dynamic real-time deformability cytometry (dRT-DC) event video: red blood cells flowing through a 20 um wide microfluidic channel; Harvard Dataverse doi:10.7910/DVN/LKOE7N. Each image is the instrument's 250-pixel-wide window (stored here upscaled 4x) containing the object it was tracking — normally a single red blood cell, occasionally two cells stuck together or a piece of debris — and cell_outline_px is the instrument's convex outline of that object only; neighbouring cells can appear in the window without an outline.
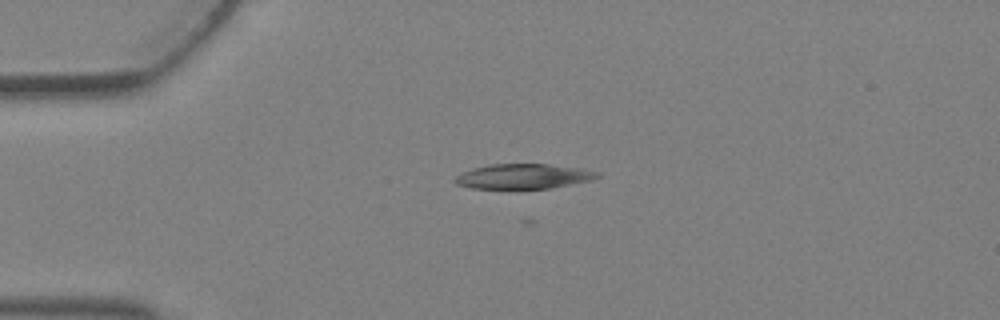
{"species": "Egyptian fruit bat (a non-hibernating species)", "species_latin": "Rousettus aegyptiacus", "temperature_condition": "warm", "stored_images_in_passage": 2, "camera_frame_rate_fps": 3000, "um_per_image_px": 0.085, "animal": {"sex": "female"}, "frame": {"image": 1, "passage_image": 1, "time_ms": 0.0, "image_size_px": [1000, 320], "cell_outline_px": [[600, 176], [592, 180], [552, 188], [472, 188], [456, 184], [452, 180], [456, 176], [472, 168], [492, 164], [548, 164], [580, 168], [600, 172]], "centroid_in_image_um": [44.51, 14.98], "position_along_channel_um": 40.5, "area_um2": 20.58}}
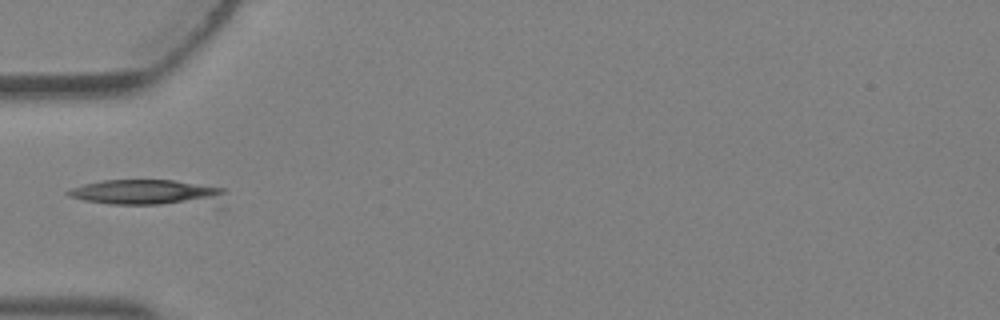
{"frame": {"image": 2, "passage_image": 2, "time_ms": 0.333, "image_size_px": [1000, 320], "cell_outline_px": [[224, 192], [216, 200], [160, 204], [108, 204], [84, 200], [68, 196], [64, 192], [72, 188], [84, 184], [104, 180], [172, 180], [224, 188]], "centroid_in_image_um": [12.28, 16.33], "position_along_channel_um": 72.7, "area_um2": 22.25}}